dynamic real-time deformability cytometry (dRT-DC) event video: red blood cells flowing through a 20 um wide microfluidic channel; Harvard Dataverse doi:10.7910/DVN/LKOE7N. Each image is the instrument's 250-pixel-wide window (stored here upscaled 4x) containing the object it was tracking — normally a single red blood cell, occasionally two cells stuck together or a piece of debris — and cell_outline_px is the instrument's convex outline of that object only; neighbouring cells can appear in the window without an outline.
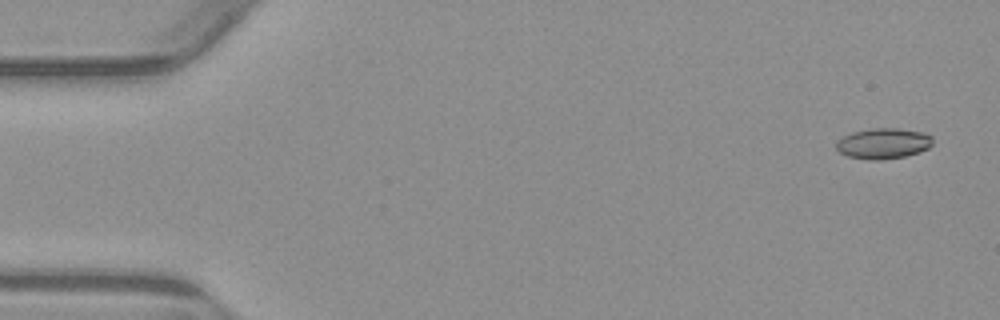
{"species": "common noctule bat (a hibernating species)", "species_latin": "Nyctalus noctula", "temperature_condition": "warm", "stored_images_in_passage": 53, "camera_frame_rate_fps": 3000, "um_per_image_px": 0.085, "animal": {"sex": "male", "body_mass_g": 23.1, "forearm_length_mm": 52.7}, "frame": {"image": 1, "passage_image": 1, "time_ms": 0.0, "image_size_px": [1000, 320], "cell_outline_px": [[932, 144], [928, 148], [904, 156], [880, 160], [868, 160], [848, 156], [840, 152], [836, 148], [836, 140], [852, 132], [872, 128], [896, 128], [920, 132], [932, 136]], "centroid_in_image_um": [75.04, 12.19], "position_along_channel_um": 10.0, "area_um2": 17.05}}
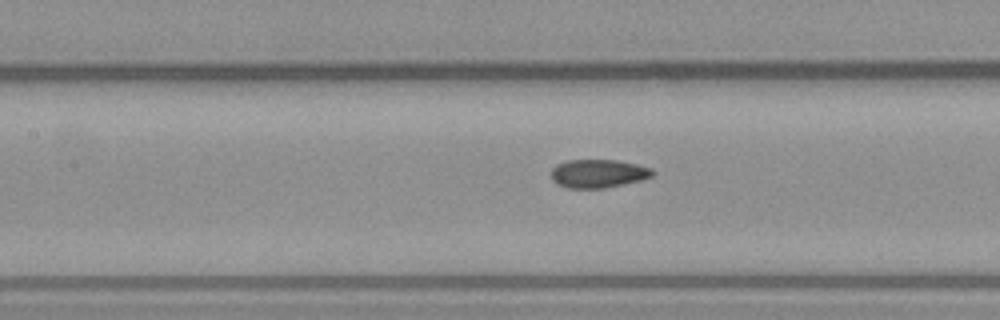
{"frame": {"image": 2, "passage_image": 23, "time_ms": 7.333, "image_size_px": [1000, 320], "cell_outline_px": [[656, 172], [652, 176], [640, 180], [624, 184], [604, 188], [568, 188], [552, 180], [552, 168], [556, 164], [564, 160], [616, 160], [636, 164], [652, 168]], "centroid_in_image_um": [50.86, 14.74], "position_along_channel_um": 156.5, "area_um2": 16.76}}
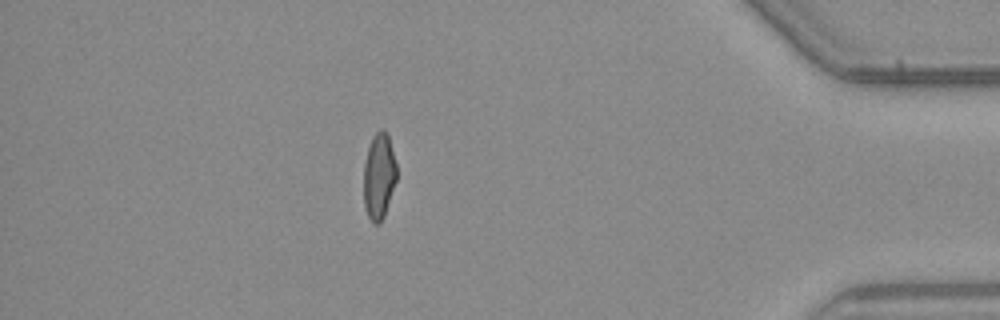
{"frame": {"image": 3, "passage_image": 46, "time_ms": 15.0, "image_size_px": [1000, 320], "cell_outline_px": [[396, 180], [384, 216], [380, 224], [372, 224], [364, 208], [364, 164], [368, 148], [372, 136], [380, 128], [384, 128], [388, 136], [396, 164]], "centroid_in_image_um": [32.2, 14.99], "position_along_channel_um": 403.0, "area_um2": 16.53}, "authors_computed_cell_mechanics": {"area_um2": 17.1088, "velocity_mm_per_s": 3.844, "shape_relaxation_time_tau1_ms": null, "shape_relaxation_time_tau2_ms": 1.8871, "deformation_change_tau1": null, "deformation_change_tau2": 0.0698}}